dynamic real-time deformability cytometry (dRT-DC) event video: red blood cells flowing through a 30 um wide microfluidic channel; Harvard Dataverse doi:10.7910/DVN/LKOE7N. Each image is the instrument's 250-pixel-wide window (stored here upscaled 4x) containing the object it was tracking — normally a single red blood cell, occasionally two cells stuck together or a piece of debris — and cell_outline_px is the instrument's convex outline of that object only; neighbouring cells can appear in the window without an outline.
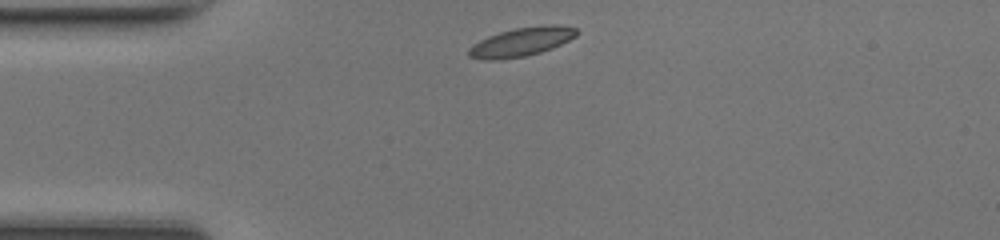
{"species": "common noctule bat (a hibernating species)", "species_latin": "Nyctalus noctula", "temperature_condition": "room temperature", "stored_images_in_passage": 31, "camera_frame_rate_fps": 3000, "um_per_image_px": 0.085, "animal": {"sex": "female", "body_mass_g": 17.0, "forearm_length_mm": 48.0}, "frame": {"image": 1, "passage_image": 1, "time_ms": 0.0, "image_size_px": [1000, 240], "cell_outline_px": [[580, 32], [576, 36], [552, 48], [540, 52], [524, 56], [500, 60], [480, 60], [468, 56], [468, 48], [472, 44], [488, 36], [500, 32], [516, 28], [552, 24], [556, 24], [576, 28]], "centroid_in_image_um": [44.29, 3.57], "position_along_channel_um": 40.7, "area_um2": 18.15}}
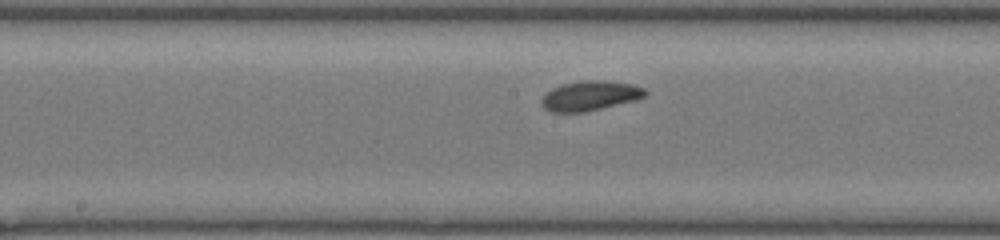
{"frame": {"image": 2, "passage_image": 14, "time_ms": 4.333, "image_size_px": [1000, 240], "cell_outline_px": [[648, 92], [644, 96], [636, 100], [584, 112], [552, 112], [544, 108], [540, 104], [540, 100], [544, 92], [552, 88], [564, 84], [580, 80], [604, 80], [632, 84], [644, 88]], "centroid_in_image_um": [50.12, 8.13], "position_along_channel_um": 198.1, "area_um2": 18.09}}
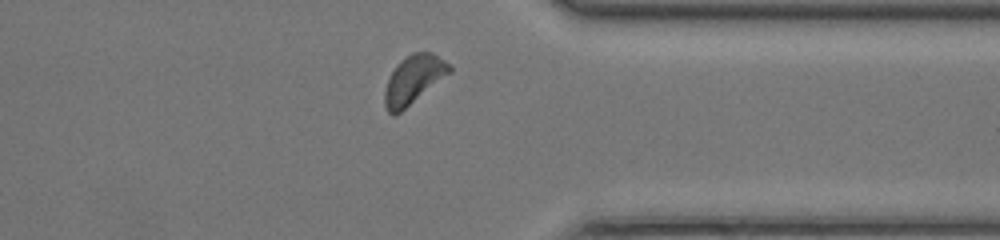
{"frame": {"image": 3, "passage_image": 27, "time_ms": 8.667, "image_size_px": [1000, 240], "cell_outline_px": [[452, 72], [396, 116], [392, 116], [388, 112], [384, 104], [384, 92], [388, 80], [396, 64], [400, 60], [412, 52], [432, 52], [452, 64]], "centroid_in_image_um": [35.17, 6.77], "position_along_channel_um": 376.2, "area_um2": 18.61}, "authors_computed_cell_mechanics": {"area_um2": 17.6868, "velocity_mm_per_s": 4.2572, "shape_relaxation_time_tau1_ms": 2.2581, "shape_relaxation_time_tau2_ms": null, "deformation_change_tau1": 0.0613, "deformation_change_tau2": null}}